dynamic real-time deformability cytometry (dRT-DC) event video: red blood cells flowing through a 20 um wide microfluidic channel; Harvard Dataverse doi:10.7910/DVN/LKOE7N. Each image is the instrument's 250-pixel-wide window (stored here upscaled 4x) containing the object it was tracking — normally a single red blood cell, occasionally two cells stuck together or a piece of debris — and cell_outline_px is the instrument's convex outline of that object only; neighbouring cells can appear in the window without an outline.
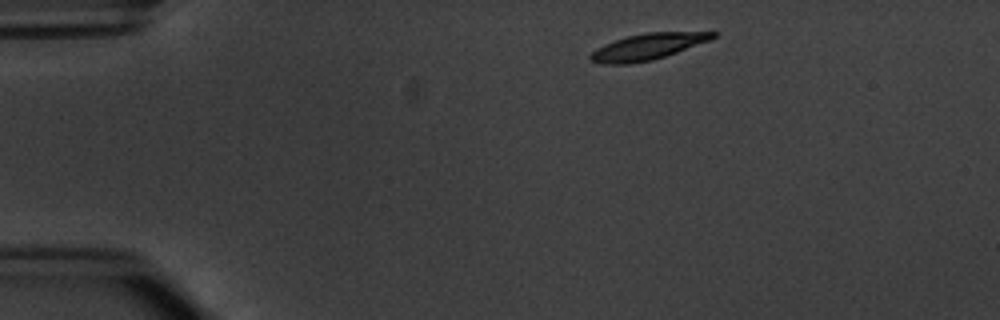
{"species": "common noctule bat (a hibernating species)", "species_latin": "Nyctalus noctula", "temperature_condition": "warm", "stored_images_in_passage": 2, "camera_frame_rate_fps": 3000, "um_per_image_px": 0.085, "animal": {"sex": "male", "body_mass_g": 20.1, "forearm_length_mm": 53.5}, "frame": {"image": 1, "passage_image": 1, "time_ms": 0.0, "image_size_px": [1000, 320], "cell_outline_px": [[716, 36], [708, 40], [676, 52], [652, 60], [628, 64], [604, 64], [592, 60], [588, 56], [596, 48], [604, 44], [628, 36], [644, 32], [716, 32]], "centroid_in_image_um": [54.99, 3.97], "position_along_channel_um": 30.0, "area_um2": 18.26}}